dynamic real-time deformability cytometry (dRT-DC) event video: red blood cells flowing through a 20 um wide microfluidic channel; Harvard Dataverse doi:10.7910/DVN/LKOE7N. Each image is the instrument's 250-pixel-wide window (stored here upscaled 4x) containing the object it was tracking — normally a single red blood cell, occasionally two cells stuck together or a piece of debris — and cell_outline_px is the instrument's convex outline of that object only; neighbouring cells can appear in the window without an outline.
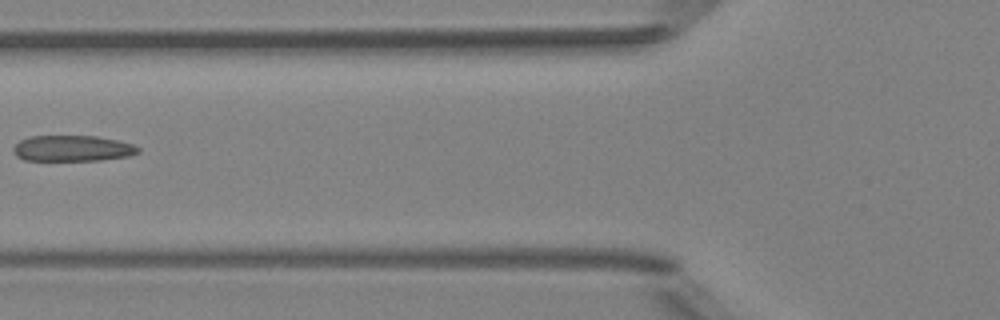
{"species": "Egyptian fruit bat (a non-hibernating species)", "species_latin": "Rousettus aegyptiacus", "temperature_condition": "room temperature", "stored_images_in_passage": 6, "camera_frame_rate_fps": 3000, "um_per_image_px": 0.085, "animal": {"sex": "female"}, "frame": {"image": 1, "passage_image": 4, "time_ms": 3.667, "image_size_px": [1000, 320], "cell_outline_px": [[140, 152], [128, 156], [100, 160], [24, 160], [16, 156], [12, 152], [12, 148], [20, 140], [28, 136], [96, 136], [116, 140], [132, 144], [140, 148]], "centroid_in_image_um": [6.12, 12.61], "position_along_channel_um": 119.7, "area_um2": 18.84}}
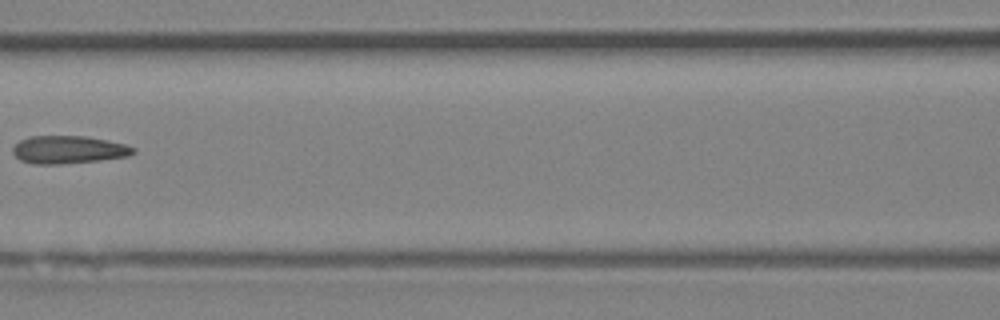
{"frame": {"image": 2, "passage_image": 5, "time_ms": 4.667, "image_size_px": [1000, 320], "cell_outline_px": [[136, 152], [128, 156], [100, 160], [60, 164], [32, 164], [20, 160], [12, 152], [12, 148], [20, 140], [28, 136], [84, 136], [124, 144], [136, 148]], "centroid_in_image_um": [5.79, 12.73], "position_along_channel_um": 160.8, "area_um2": 19.48}}
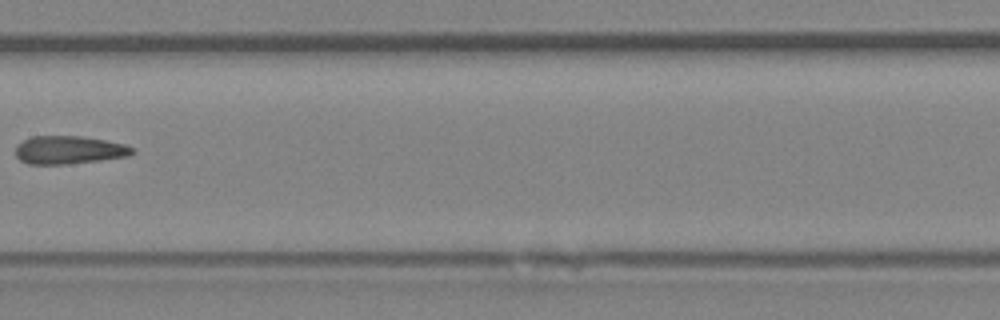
{"frame": {"image": 3, "passage_image": 6, "time_ms": 5.667, "image_size_px": [1000, 320], "cell_outline_px": [[136, 152], [128, 156], [100, 160], [64, 164], [28, 164], [20, 160], [16, 156], [16, 144], [32, 136], [80, 136], [104, 140], [124, 144], [136, 148]], "centroid_in_image_um": [5.87, 12.74], "position_along_channel_um": 201.5, "area_um2": 19.13}}